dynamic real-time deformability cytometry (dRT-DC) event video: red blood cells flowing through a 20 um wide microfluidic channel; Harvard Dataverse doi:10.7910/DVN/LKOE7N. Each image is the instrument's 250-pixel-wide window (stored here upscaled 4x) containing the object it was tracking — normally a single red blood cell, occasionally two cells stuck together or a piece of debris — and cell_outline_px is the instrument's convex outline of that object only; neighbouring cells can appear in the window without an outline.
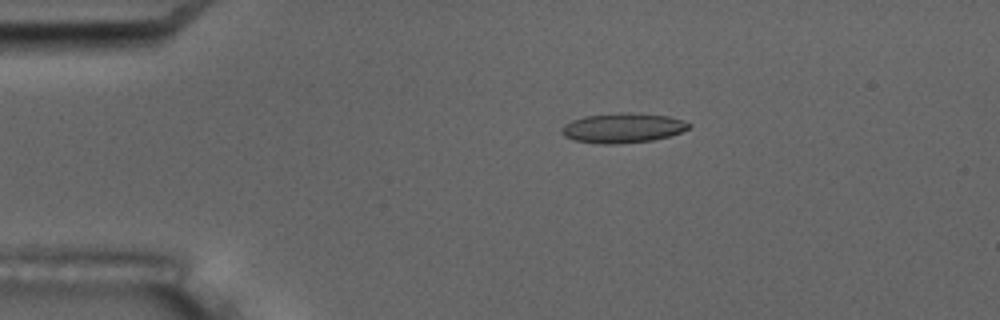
{"species": "common noctule bat (a hibernating species)", "species_latin": "Nyctalus noctula", "temperature_condition": "room temperature", "stored_images_in_passage": 9, "camera_frame_rate_fps": 3000, "um_per_image_px": 0.085, "animal": {"sex": "male", "body_mass_g": 17.5, "forearm_length_mm": 52.3}, "frame": {"image": 1, "passage_image": 2, "time_ms": 1.333, "image_size_px": [1000, 320], "cell_outline_px": [[692, 124], [688, 128], [680, 132], [668, 136], [652, 140], [616, 144], [600, 144], [576, 140], [564, 136], [560, 132], [564, 124], [572, 120], [584, 116], [620, 112], [628, 112], [668, 116], [684, 120]], "centroid_in_image_um": [52.92, 10.87], "position_along_channel_um": 32.1, "area_um2": 22.02}}